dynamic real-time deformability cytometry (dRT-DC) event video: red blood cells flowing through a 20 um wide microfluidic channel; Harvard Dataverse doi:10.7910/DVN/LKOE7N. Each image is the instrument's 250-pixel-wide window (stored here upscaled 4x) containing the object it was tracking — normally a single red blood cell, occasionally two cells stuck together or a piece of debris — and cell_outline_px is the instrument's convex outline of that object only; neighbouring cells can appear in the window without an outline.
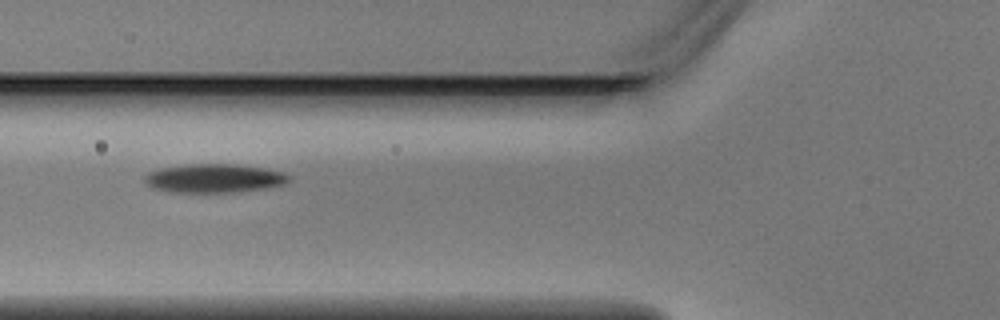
{"species": "Egyptian fruit bat (a non-hibernating species)", "species_latin": "Rousettus aegyptiacus", "temperature_condition": "warm", "stored_images_in_passage": 8, "camera_frame_rate_fps": 3000, "um_per_image_px": 0.085, "animal": {"sex": "male"}, "frame": {"image": 1, "passage_image": 7, "time_ms": 2.0, "image_size_px": [1000, 320], "cell_outline_px": [[292, 180], [284, 184], [268, 188], [236, 192], [172, 192], [152, 188], [144, 180], [144, 176], [148, 172], [160, 168], [188, 164], [236, 164], [264, 168], [284, 172], [292, 176]], "centroid_in_image_um": [18.25, 15.15], "position_along_channel_um": 107.6, "area_um2": 24.39}}
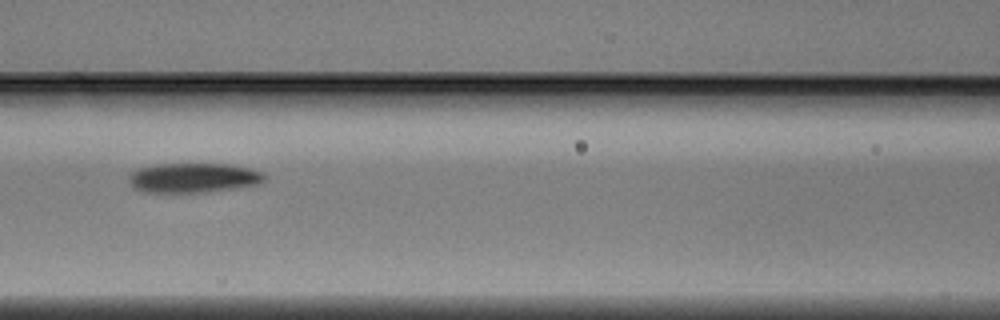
{"frame": {"image": 2, "passage_image": 8, "time_ms": 2.333, "image_size_px": [1000, 320], "cell_outline_px": [[268, 176], [264, 180], [256, 184], [240, 188], [208, 192], [144, 192], [136, 188], [128, 180], [132, 172], [140, 168], [156, 164], [232, 164], [264, 172]], "centroid_in_image_um": [16.51, 15.11], "position_along_channel_um": 150.1, "area_um2": 23.47}}